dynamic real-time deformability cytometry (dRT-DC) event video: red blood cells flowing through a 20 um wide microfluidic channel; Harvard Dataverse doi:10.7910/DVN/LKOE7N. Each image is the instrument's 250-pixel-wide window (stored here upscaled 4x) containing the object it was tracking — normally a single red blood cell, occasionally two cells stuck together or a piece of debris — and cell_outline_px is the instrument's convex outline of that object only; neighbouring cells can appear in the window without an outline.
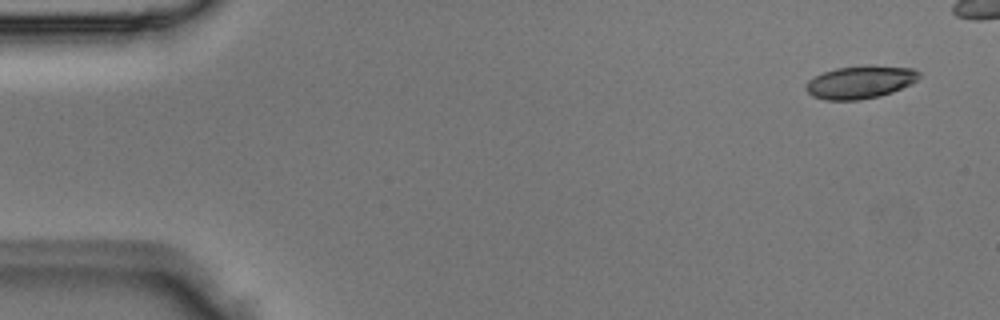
{"species": "Egyptian fruit bat (a non-hibernating species)", "species_latin": "Rousettus aegyptiacus", "temperature_condition": "room temperature", "stored_images_in_passage": 5, "camera_frame_rate_fps": 3000, "um_per_image_px": 0.085, "animal": {"sex": "male"}, "frame": {"image": 1, "passage_image": 1, "time_ms": 0.0, "image_size_px": [1000, 320], "cell_outline_px": [[920, 76], [912, 84], [892, 92], [880, 96], [860, 100], [824, 100], [812, 96], [804, 88], [808, 80], [824, 72], [836, 68], [868, 64], [872, 64], [912, 68], [920, 72]], "centroid_in_image_um": [73.13, 6.97], "position_along_channel_um": 11.9, "area_um2": 21.96}}
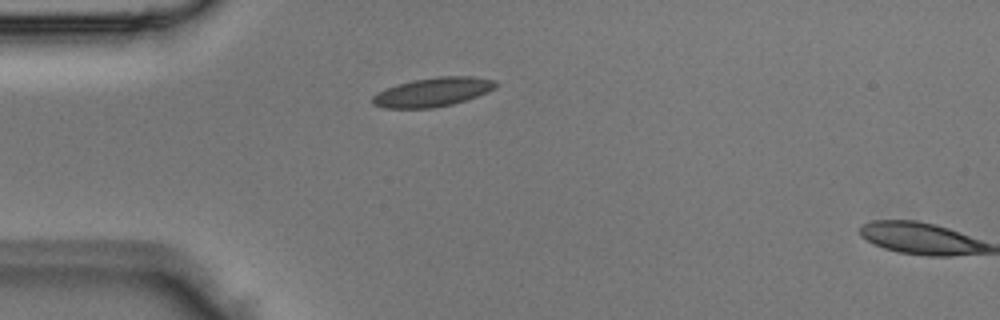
{"frame": {"image": 2, "passage_image": 5, "time_ms": 1.333, "image_size_px": [1000, 320], "cell_outline_px": [[496, 88], [488, 92], [452, 104], [432, 108], [384, 108], [372, 104], [372, 96], [396, 84], [412, 80], [436, 76], [472, 76], [496, 80]], "centroid_in_image_um": [36.79, 7.82], "position_along_channel_um": 48.2, "area_um2": 20.75}}